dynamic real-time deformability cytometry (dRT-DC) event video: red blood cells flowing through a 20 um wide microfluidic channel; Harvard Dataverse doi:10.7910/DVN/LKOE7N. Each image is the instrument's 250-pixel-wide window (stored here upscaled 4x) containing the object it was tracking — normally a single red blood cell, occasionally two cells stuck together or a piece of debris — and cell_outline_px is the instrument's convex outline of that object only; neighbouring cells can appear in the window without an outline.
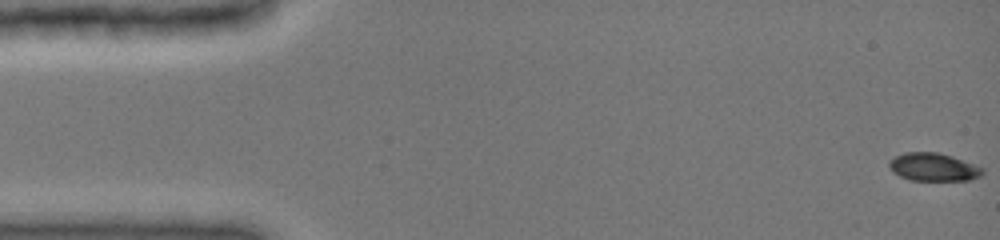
{"species": "common noctule bat (a hibernating species)", "species_latin": "Nyctalus noctula", "temperature_condition": "cold", "stored_images_in_passage": 48, "camera_frame_rate_fps": 3000, "um_per_image_px": 0.085, "animal": {"sex": "female", "body_mass_g": 19.0, "forearm_length_mm": 51.5}, "frame": {"image": 1, "passage_image": 1, "time_ms": 0.0, "image_size_px": [1000, 240], "cell_outline_px": [[984, 172], [980, 176], [968, 180], [908, 180], [892, 172], [888, 164], [896, 156], [904, 152], [936, 152], [952, 156], [984, 168]], "centroid_in_image_um": [79.34, 14.2], "position_along_channel_um": 5.7, "area_um2": 15.14}}
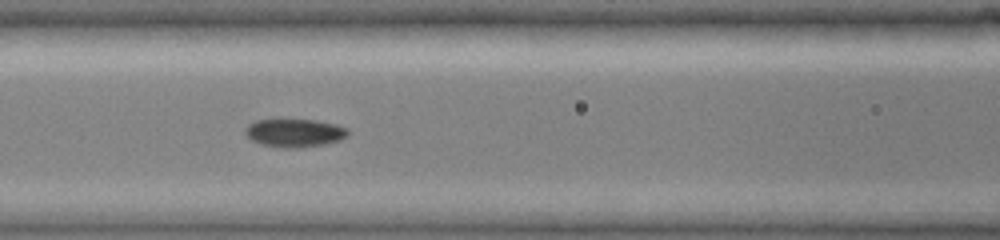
{"frame": {"image": 2, "passage_image": 21, "time_ms": 6.667, "image_size_px": [1000, 240], "cell_outline_px": [[348, 136], [340, 140], [324, 144], [296, 148], [280, 148], [264, 144], [252, 140], [244, 132], [244, 128], [248, 124], [256, 120], [280, 116], [316, 120], [336, 124], [348, 128]], "centroid_in_image_um": [25.01, 11.23], "position_along_channel_um": 141.6, "area_um2": 17.69}}
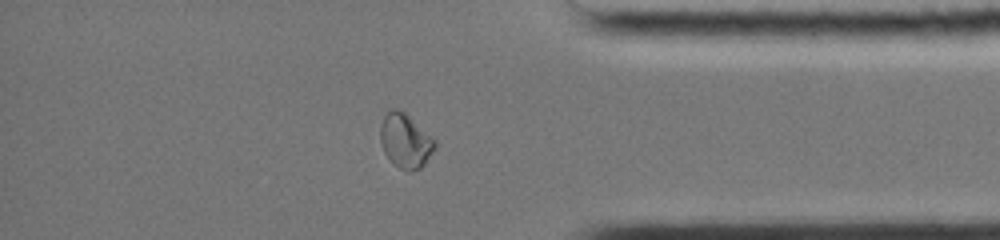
{"frame": {"image": 3, "passage_image": 41, "time_ms": 13.333, "image_size_px": [1000, 240], "cell_outline_px": [[436, 148], [424, 164], [420, 168], [408, 172], [392, 164], [384, 152], [380, 144], [380, 124], [384, 116], [392, 108], [400, 108], [436, 140]], "centroid_in_image_um": [34.44, 11.97], "position_along_channel_um": 400.8, "area_um2": 17.46}, "authors_computed_cell_mechanics": {"area_um2": 16.2418, "velocity_mm_per_s": 3.9972, "shape_relaxation_time_tau1_ms": 5.2489, "shape_relaxation_time_tau2_ms": 3.5264, "deformation_change_tau1": 0.1668, "deformation_change_tau2": 0.0345}}